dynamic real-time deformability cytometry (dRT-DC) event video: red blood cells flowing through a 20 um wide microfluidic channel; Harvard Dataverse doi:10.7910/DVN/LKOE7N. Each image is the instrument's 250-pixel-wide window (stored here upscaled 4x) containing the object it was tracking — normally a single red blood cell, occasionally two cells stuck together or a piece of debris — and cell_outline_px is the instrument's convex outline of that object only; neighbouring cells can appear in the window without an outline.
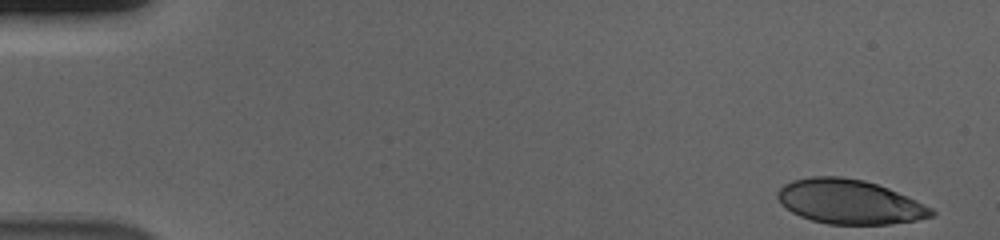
{"species": "human", "species_latin": "Homo sapiens", "temperature_condition": "cold", "stored_images_in_passage": 54, "camera_frame_rate_fps": 3000, "um_per_image_px": 0.085, "donor": {"sex": "male"}, "frame": {"image": 1, "passage_image": 1, "time_ms": 0.0, "image_size_px": [1000, 240], "cell_outline_px": [[936, 216], [916, 220], [888, 224], [828, 224], [812, 220], [800, 216], [792, 212], [776, 196], [776, 192], [784, 184], [792, 180], [812, 176], [840, 176], [864, 180], [888, 188], [916, 200], [932, 208], [936, 212]], "centroid_in_image_um": [72.22, 17.15], "position_along_channel_um": 12.8, "area_um2": 39.65}}
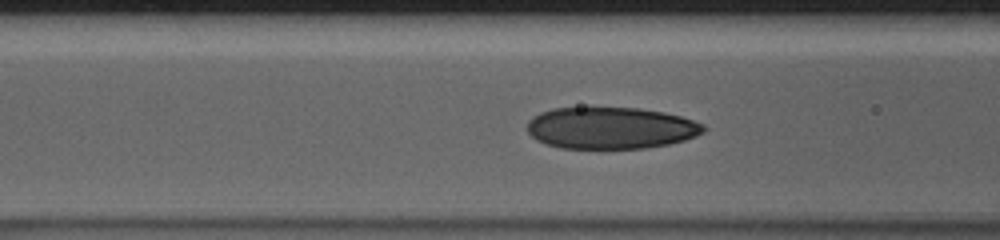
{"frame": {"image": 2, "passage_image": 21, "time_ms": 6.667, "image_size_px": [1000, 240], "cell_outline_px": [[708, 128], [704, 132], [696, 136], [684, 140], [668, 144], [644, 148], [560, 148], [536, 140], [528, 132], [528, 120], [532, 116], [540, 112], [552, 108], [640, 108], [664, 112], [680, 116], [704, 124]], "centroid_in_image_um": [51.92, 10.87], "position_along_channel_um": 114.7, "area_um2": 42.95}}
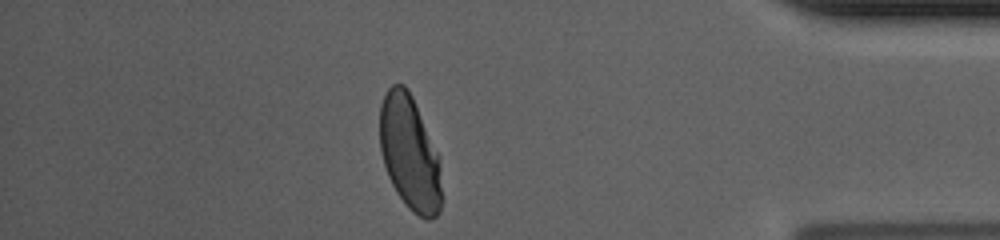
{"frame": {"image": 3, "passage_image": 47, "time_ms": 15.333, "image_size_px": [1000, 240], "cell_outline_px": [[440, 212], [432, 220], [424, 220], [412, 212], [408, 208], [396, 192], [388, 176], [380, 152], [380, 104], [384, 92], [392, 84], [404, 84], [408, 88], [412, 96], [440, 156]], "centroid_in_image_um": [34.81, 13.0], "position_along_channel_um": 400.4, "area_um2": 41.62}, "authors_computed_cell_mechanics": {"area_um2": 42.2518, "velocity_mm_per_s": 3.68, "shape_relaxation_time_tau1_ms": 4.1953, "shape_relaxation_time_tau2_ms": 0.9229, "deformation_change_tau1": 0.169, "deformation_change_tau2": 0.0575}}